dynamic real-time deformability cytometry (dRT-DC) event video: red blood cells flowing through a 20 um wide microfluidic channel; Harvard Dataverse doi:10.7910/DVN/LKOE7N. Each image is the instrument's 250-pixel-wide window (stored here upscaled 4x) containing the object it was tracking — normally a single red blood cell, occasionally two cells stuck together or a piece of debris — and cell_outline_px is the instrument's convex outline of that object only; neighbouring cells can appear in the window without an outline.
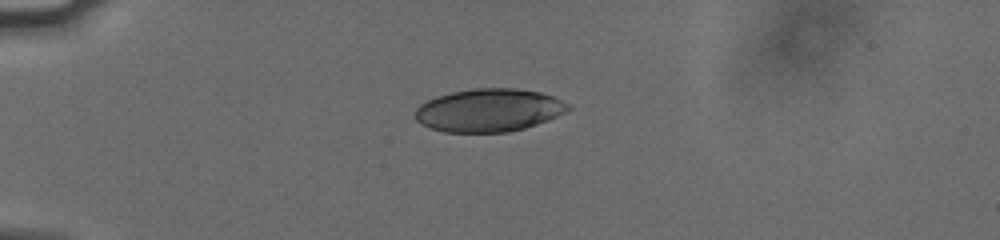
{"species": "human", "species_latin": "Homo sapiens", "temperature_condition": "cold", "stored_images_in_passage": 41, "camera_frame_rate_fps": 3000, "um_per_image_px": 0.085, "donor": {"sex": "male"}, "frame": {"image": 1, "passage_image": 1, "time_ms": 0.0, "image_size_px": [1000, 240], "cell_outline_px": [[572, 108], [548, 120], [524, 128], [508, 132], [444, 132], [432, 128], [416, 120], [416, 108], [420, 104], [436, 96], [452, 92], [476, 88], [516, 88], [540, 92], [552, 96], [572, 104]], "centroid_in_image_um": [41.59, 9.36], "position_along_channel_um": 43.4, "area_um2": 38.21}}
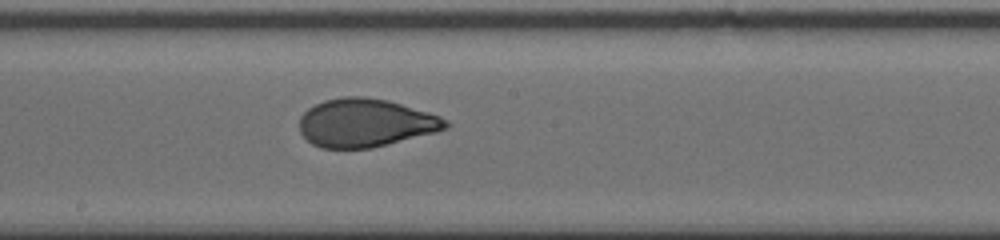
{"frame": {"image": 2, "passage_image": 18, "time_ms": 5.667, "image_size_px": [1000, 240], "cell_outline_px": [[452, 124], [448, 128], [436, 132], [372, 148], [320, 148], [312, 144], [300, 132], [300, 116], [308, 108], [324, 100], [344, 96], [360, 96], [388, 100], [428, 112], [440, 116], [448, 120]], "centroid_in_image_um": [31.08, 10.44], "position_along_channel_um": 217.1, "area_um2": 41.21}}
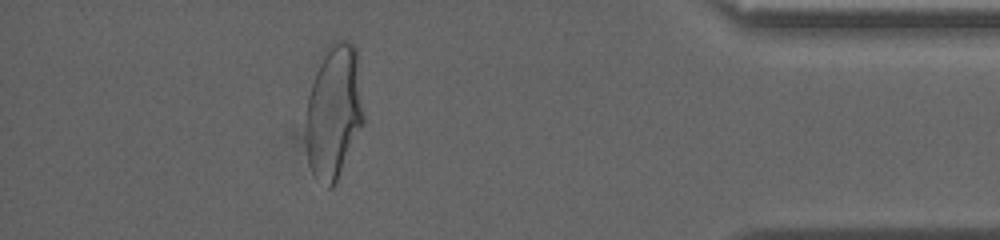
{"frame": {"image": 3, "passage_image": 36, "time_ms": 11.667, "image_size_px": [1000, 240], "cell_outline_px": [[364, 124], [336, 184], [332, 188], [328, 188], [312, 172], [308, 164], [308, 96], [316, 72], [328, 44], [332, 40], [348, 40], [356, 48], [364, 116]], "centroid_in_image_um": [28.43, 9.5], "position_along_channel_um": 406.8, "area_um2": 44.62}, "authors_computed_cell_mechanics": {"area_um2": 41.327, "velocity_mm_per_s": 3.7811, "shape_relaxation_time_tau1_ms": 4.9273, "shape_relaxation_time_tau2_ms": null, "deformation_change_tau1": 0.1872, "deformation_change_tau2": null}}